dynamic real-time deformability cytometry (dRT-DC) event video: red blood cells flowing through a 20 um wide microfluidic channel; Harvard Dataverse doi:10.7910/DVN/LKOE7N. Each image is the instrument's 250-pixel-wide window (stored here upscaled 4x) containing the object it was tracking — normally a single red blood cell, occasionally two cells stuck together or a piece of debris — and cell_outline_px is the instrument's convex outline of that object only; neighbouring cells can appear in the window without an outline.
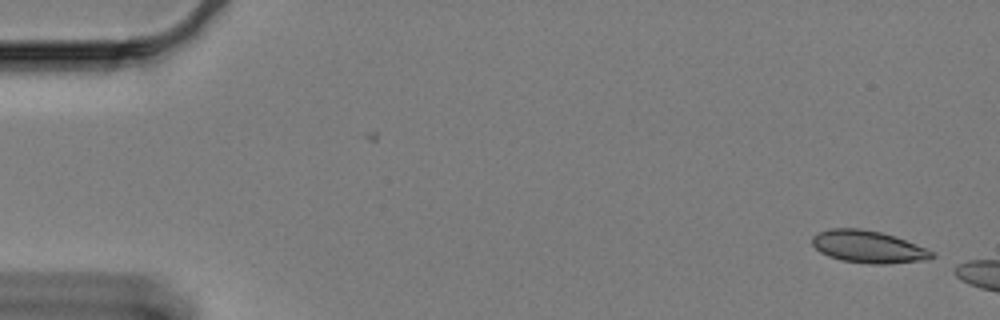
{"species": "Egyptian fruit bat (a non-hibernating species)", "species_latin": "Rousettus aegyptiacus", "temperature_condition": "cold", "stored_images_in_passage": 7, "camera_frame_rate_fps": 3000, "um_per_image_px": 0.085, "animal": {"sex": "female"}, "frame": {"image": 1, "passage_image": 1, "time_ms": 0.0, "image_size_px": [1000, 320], "cell_outline_px": [[936, 256], [928, 260], [888, 264], [872, 264], [844, 260], [828, 256], [820, 252], [812, 244], [812, 236], [828, 228], [860, 228], [880, 232], [904, 240], [936, 252]], "centroid_in_image_um": [73.81, 20.98], "position_along_channel_um": 11.2, "area_um2": 22.43}}